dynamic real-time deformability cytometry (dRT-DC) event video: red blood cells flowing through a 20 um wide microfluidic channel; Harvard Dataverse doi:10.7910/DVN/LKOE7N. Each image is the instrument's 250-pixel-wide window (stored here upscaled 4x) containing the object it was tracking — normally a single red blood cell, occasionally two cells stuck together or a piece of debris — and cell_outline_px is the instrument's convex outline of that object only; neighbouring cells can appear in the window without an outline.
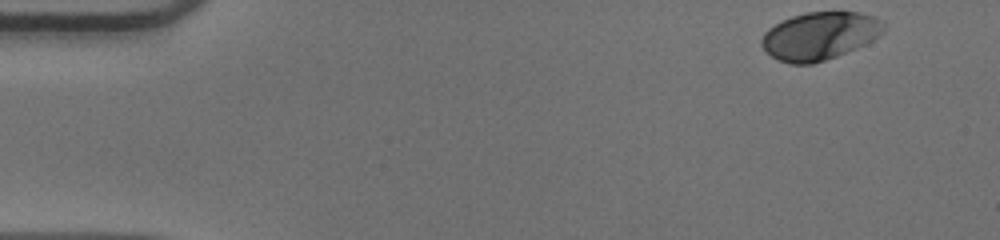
{"species": "human", "species_latin": "Homo sapiens", "temperature_condition": "warm", "stored_images_in_passage": 49, "camera_frame_rate_fps": 3000, "um_per_image_px": 0.085, "donor": {"sex": "male"}, "frame": {"image": 1, "passage_image": 1, "time_ms": 0.0, "image_size_px": [1000, 240], "cell_outline_px": [[884, 32], [872, 40], [856, 48], [836, 56], [812, 64], [788, 64], [764, 52], [760, 44], [760, 40], [764, 32], [768, 28], [792, 16], [808, 12], [860, 12], [884, 20]], "centroid_in_image_um": [69.65, 3.05], "position_along_channel_um": 15.3, "area_um2": 34.04}}
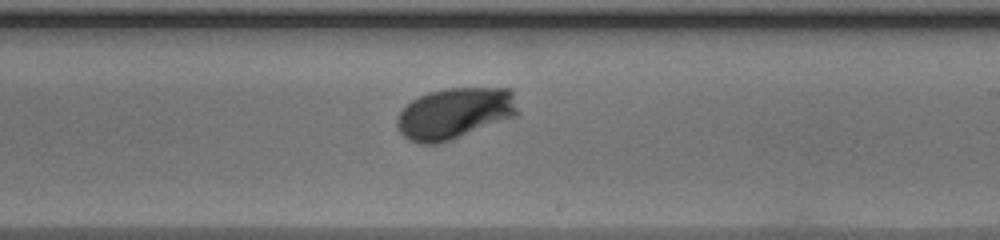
{"frame": {"image": 2, "passage_image": 28, "time_ms": 9.0, "image_size_px": [1000, 240], "cell_outline_px": [[520, 112], [516, 116], [448, 140], [436, 144], [420, 144], [408, 140], [400, 132], [396, 124], [396, 120], [400, 112], [412, 100], [428, 92], [444, 88], [512, 88]], "centroid_in_image_um": [38.66, 9.61], "position_along_channel_um": 250.3, "area_um2": 35.95}}
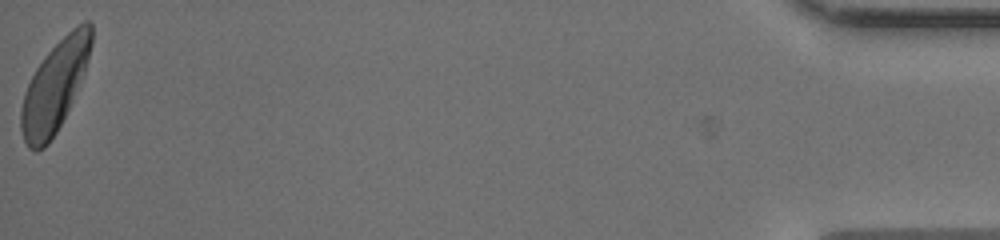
{"frame": {"image": 3, "passage_image": 49, "time_ms": 16.0, "image_size_px": [1000, 240], "cell_outline_px": [[92, 44], [84, 72], [68, 108], [56, 132], [48, 144], [44, 148], [36, 152], [28, 148], [24, 140], [20, 128], [20, 112], [24, 92], [36, 68], [44, 56], [72, 28], [84, 20], [88, 20], [92, 24]], "centroid_in_image_um": [4.63, 7.35], "position_along_channel_um": 430.6, "area_um2": 36.47}, "authors_computed_cell_mechanics": {"area_um2": 34.5644, "velocity_mm_per_s": 3.9544, "shape_relaxation_time_tau1_ms": 2.5511, "shape_relaxation_time_tau2_ms": null, "deformation_change_tau1": 0.1533, "deformation_change_tau2": null}}